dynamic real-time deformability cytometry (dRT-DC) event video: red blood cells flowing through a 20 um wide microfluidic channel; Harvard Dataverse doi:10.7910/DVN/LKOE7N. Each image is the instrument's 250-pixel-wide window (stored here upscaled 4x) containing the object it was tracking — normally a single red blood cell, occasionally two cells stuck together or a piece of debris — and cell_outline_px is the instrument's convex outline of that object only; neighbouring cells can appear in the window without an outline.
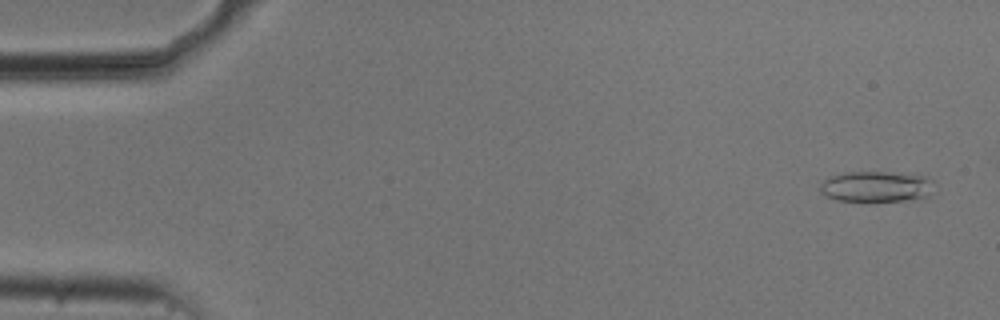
{"species": "common noctule bat (a hibernating species)", "species_latin": "Nyctalus noctula", "temperature_condition": "cold", "stored_images_in_passage": 54, "camera_frame_rate_fps": 3000, "um_per_image_px": 0.085, "animal": {"sex": "male", "body_mass_g": 20.5, "forearm_length_mm": 52.5}, "frame": {"image": 1, "passage_image": 3, "time_ms": 0.667, "image_size_px": [1000, 320], "cell_outline_px": [[932, 180], [928, 196], [920, 200], [868, 204], [836, 200], [820, 192], [820, 184], [824, 180], [832, 176], [848, 172], [884, 172], [924, 176]], "centroid_in_image_um": [74.46, 15.93], "position_along_channel_um": 10.5, "area_um2": 21.15}}
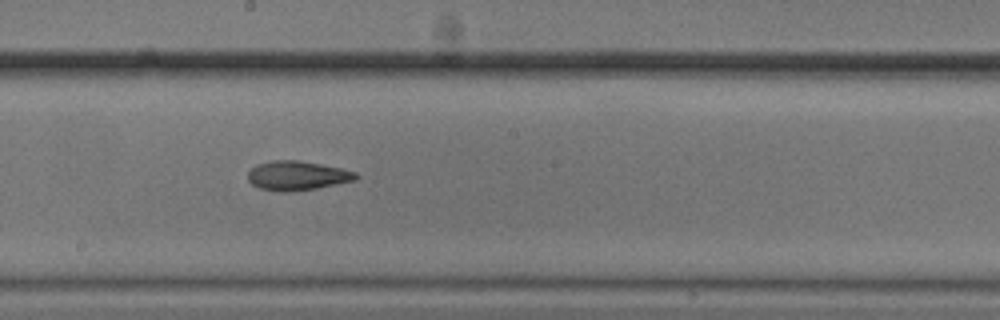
{"frame": {"image": 2, "passage_image": 30, "time_ms": 9.667, "image_size_px": [1000, 320], "cell_outline_px": [[360, 176], [356, 180], [316, 188], [292, 192], [280, 192], [260, 188], [252, 184], [248, 180], [248, 172], [256, 164], [272, 160], [296, 160], [320, 164], [340, 168], [356, 172]], "centroid_in_image_um": [25.25, 14.93], "position_along_channel_um": 222.9, "area_um2": 18.44}}
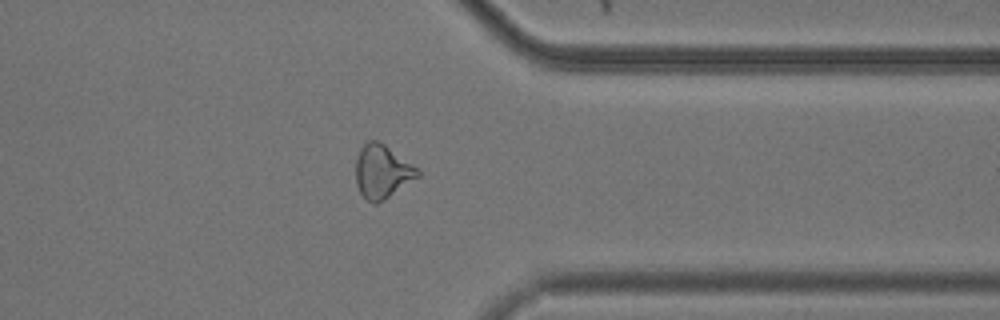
{"frame": {"image": 3, "passage_image": 43, "time_ms": 14.0, "image_size_px": [1000, 320], "cell_outline_px": [[420, 176], [384, 200], [376, 204], [372, 204], [360, 192], [356, 184], [356, 160], [360, 148], [368, 140], [376, 140], [384, 144], [412, 164], [420, 172]], "centroid_in_image_um": [32.47, 14.59], "position_along_channel_um": 378.9, "area_um2": 19.13}, "authors_computed_cell_mechanics": {"area_um2": 19.3052, "velocity_mm_per_s": 3.7476, "shape_relaxation_time_tau1_ms": null, "shape_relaxation_time_tau2_ms": 6.3503, "deformation_change_tau1": null, "deformation_change_tau2": 0.1673}}